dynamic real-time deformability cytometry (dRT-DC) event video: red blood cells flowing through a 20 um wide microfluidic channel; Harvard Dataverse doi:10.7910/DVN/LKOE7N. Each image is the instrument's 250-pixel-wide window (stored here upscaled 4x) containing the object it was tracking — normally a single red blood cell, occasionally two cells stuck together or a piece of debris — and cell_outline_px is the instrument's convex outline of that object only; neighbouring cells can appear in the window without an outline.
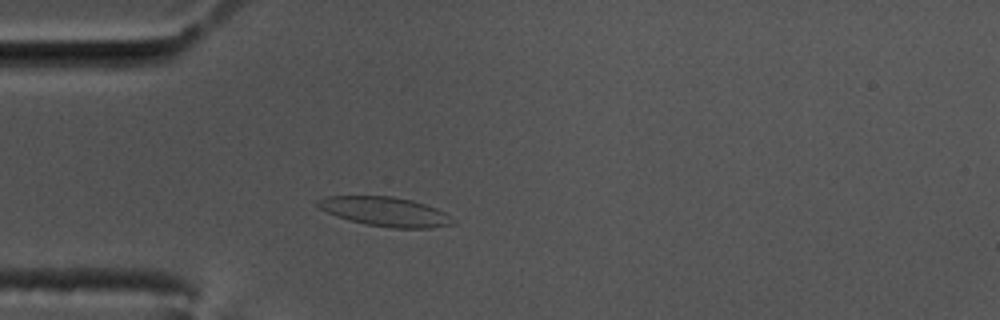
{"species": "common noctule bat (a hibernating species)", "species_latin": "Nyctalus noctula", "temperature_condition": "cold", "stored_images_in_passage": 34, "camera_frame_rate_fps": 3000, "um_per_image_px": 0.085, "animal": {"sex": "male", "body_mass_g": 17.5, "forearm_length_mm": 52.3}, "frame": {"image": 1, "passage_image": 9, "time_ms": 2.667, "image_size_px": [1000, 320], "cell_outline_px": [[456, 224], [432, 228], [392, 228], [364, 224], [348, 220], [336, 216], [320, 208], [316, 204], [316, 200], [324, 196], [392, 196], [412, 200], [436, 208], [444, 212]], "centroid_in_image_um": [32.72, 17.99], "position_along_channel_um": 52.3, "area_um2": 23.06}}
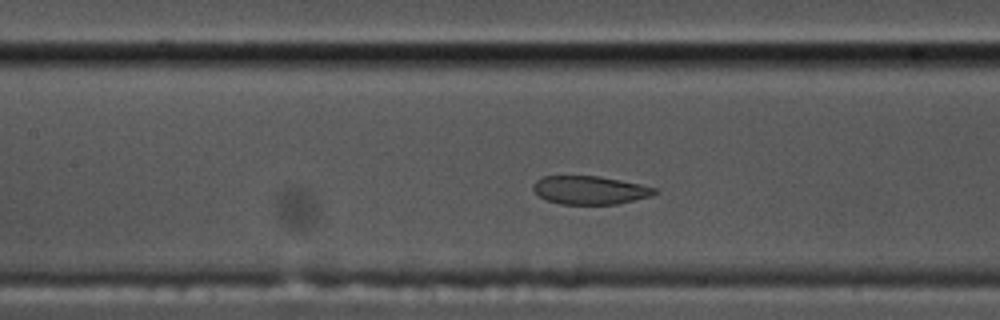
{"frame": {"image": 2, "passage_image": 19, "time_ms": 6.0, "image_size_px": [1000, 320], "cell_outline_px": [[660, 192], [648, 196], [616, 204], [560, 204], [548, 200], [540, 196], [532, 188], [532, 184], [536, 180], [544, 176], [596, 176], [620, 180], [640, 184], [656, 188]], "centroid_in_image_um": [50.12, 16.15], "position_along_channel_um": 157.3, "area_um2": 19.83}}
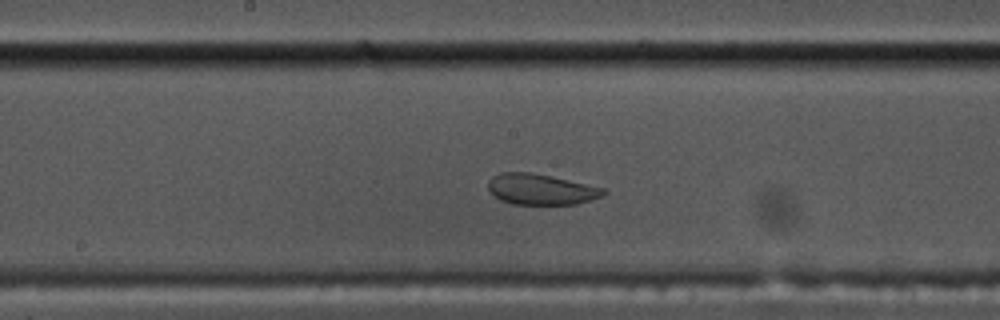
{"frame": {"image": 3, "passage_image": 23, "time_ms": 7.333, "image_size_px": [1000, 320], "cell_outline_px": [[608, 192], [600, 196], [576, 204], [512, 204], [500, 200], [488, 188], [488, 180], [492, 176], [500, 172], [532, 172], [552, 176], [604, 188]], "centroid_in_image_um": [45.95, 16.08], "position_along_channel_um": 202.3, "area_um2": 20.58}}